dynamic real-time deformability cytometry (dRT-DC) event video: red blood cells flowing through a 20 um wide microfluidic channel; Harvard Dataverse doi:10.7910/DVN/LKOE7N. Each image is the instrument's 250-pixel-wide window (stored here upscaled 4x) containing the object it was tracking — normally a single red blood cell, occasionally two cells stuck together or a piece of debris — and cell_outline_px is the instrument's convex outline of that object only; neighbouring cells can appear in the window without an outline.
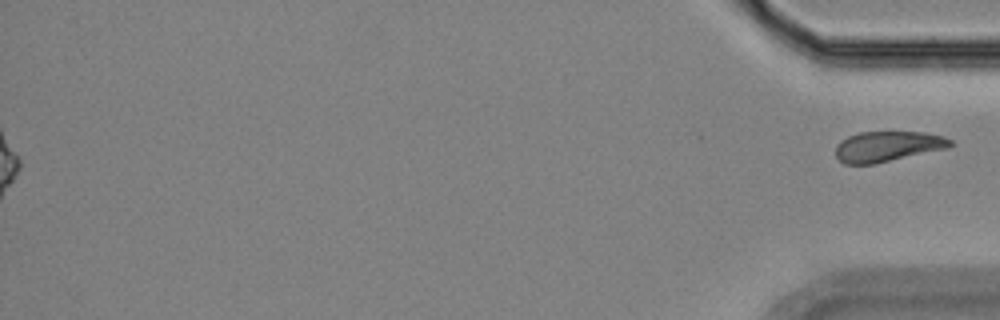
{"species": "Egyptian fruit bat (a non-hibernating species)", "species_latin": "Rousettus aegyptiacus", "temperature_condition": "room temperature", "stored_images_in_passage": 56, "segment_of_instrument_passage": [2, 2], "camera_frame_rate_fps": 3000, "um_per_image_px": 0.085, "animal": {"sex": "female"}, "frame": {"image": 1, "passage_image": 56, "time_ms": 18.333, "image_size_px": [1000, 320], "cell_outline_px": [[952, 144], [948, 148], [872, 164], [844, 164], [836, 156], [836, 144], [840, 140], [848, 136], [860, 132], [924, 132], [944, 136], [952, 140]], "centroid_in_image_um": [75.43, 12.43], "position_along_channel_um": 359.8, "area_um2": 20.23}}